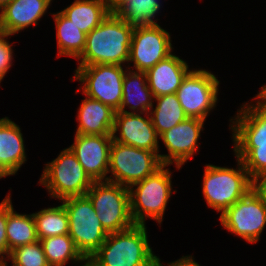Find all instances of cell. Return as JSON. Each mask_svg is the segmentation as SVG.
I'll return each instance as SVG.
<instances>
[{
  "instance_id": "cell-28",
  "label": "cell",
  "mask_w": 266,
  "mask_h": 266,
  "mask_svg": "<svg viewBox=\"0 0 266 266\" xmlns=\"http://www.w3.org/2000/svg\"><path fill=\"white\" fill-rule=\"evenodd\" d=\"M32 214L39 240L69 233V217L62 203Z\"/></svg>"
},
{
  "instance_id": "cell-33",
  "label": "cell",
  "mask_w": 266,
  "mask_h": 266,
  "mask_svg": "<svg viewBox=\"0 0 266 266\" xmlns=\"http://www.w3.org/2000/svg\"><path fill=\"white\" fill-rule=\"evenodd\" d=\"M194 259V256L186 255L175 261L168 262L166 266H201ZM158 266H165L164 262H161L160 258L158 259Z\"/></svg>"
},
{
  "instance_id": "cell-15",
  "label": "cell",
  "mask_w": 266,
  "mask_h": 266,
  "mask_svg": "<svg viewBox=\"0 0 266 266\" xmlns=\"http://www.w3.org/2000/svg\"><path fill=\"white\" fill-rule=\"evenodd\" d=\"M112 138L113 141L125 145L161 154L159 135L153 126L149 113L116 111Z\"/></svg>"
},
{
  "instance_id": "cell-4",
  "label": "cell",
  "mask_w": 266,
  "mask_h": 266,
  "mask_svg": "<svg viewBox=\"0 0 266 266\" xmlns=\"http://www.w3.org/2000/svg\"><path fill=\"white\" fill-rule=\"evenodd\" d=\"M170 166L163 164L153 174L128 188L130 211L135 224L146 225L145 221L150 218L161 226L172 193L177 192L172 187L173 172L167 168Z\"/></svg>"
},
{
  "instance_id": "cell-2",
  "label": "cell",
  "mask_w": 266,
  "mask_h": 266,
  "mask_svg": "<svg viewBox=\"0 0 266 266\" xmlns=\"http://www.w3.org/2000/svg\"><path fill=\"white\" fill-rule=\"evenodd\" d=\"M133 29L134 27L111 11L86 35L84 51L76 60L78 66L97 64L127 66Z\"/></svg>"
},
{
  "instance_id": "cell-19",
  "label": "cell",
  "mask_w": 266,
  "mask_h": 266,
  "mask_svg": "<svg viewBox=\"0 0 266 266\" xmlns=\"http://www.w3.org/2000/svg\"><path fill=\"white\" fill-rule=\"evenodd\" d=\"M191 69L187 61L171 53L147 72L148 86L154 97L174 94L181 86L183 78Z\"/></svg>"
},
{
  "instance_id": "cell-31",
  "label": "cell",
  "mask_w": 266,
  "mask_h": 266,
  "mask_svg": "<svg viewBox=\"0 0 266 266\" xmlns=\"http://www.w3.org/2000/svg\"><path fill=\"white\" fill-rule=\"evenodd\" d=\"M11 193L0 203V263H5L8 258V243L6 237V225H7V197H10Z\"/></svg>"
},
{
  "instance_id": "cell-26",
  "label": "cell",
  "mask_w": 266,
  "mask_h": 266,
  "mask_svg": "<svg viewBox=\"0 0 266 266\" xmlns=\"http://www.w3.org/2000/svg\"><path fill=\"white\" fill-rule=\"evenodd\" d=\"M163 8L160 0H125L114 12L132 27L158 25L157 15Z\"/></svg>"
},
{
  "instance_id": "cell-20",
  "label": "cell",
  "mask_w": 266,
  "mask_h": 266,
  "mask_svg": "<svg viewBox=\"0 0 266 266\" xmlns=\"http://www.w3.org/2000/svg\"><path fill=\"white\" fill-rule=\"evenodd\" d=\"M75 134L112 135L116 111L85 95L77 111Z\"/></svg>"
},
{
  "instance_id": "cell-9",
  "label": "cell",
  "mask_w": 266,
  "mask_h": 266,
  "mask_svg": "<svg viewBox=\"0 0 266 266\" xmlns=\"http://www.w3.org/2000/svg\"><path fill=\"white\" fill-rule=\"evenodd\" d=\"M127 68L117 64L78 66L72 81L80 82L81 86L75 94L82 90L83 95L99 100L117 111L123 98L122 86Z\"/></svg>"
},
{
  "instance_id": "cell-10",
  "label": "cell",
  "mask_w": 266,
  "mask_h": 266,
  "mask_svg": "<svg viewBox=\"0 0 266 266\" xmlns=\"http://www.w3.org/2000/svg\"><path fill=\"white\" fill-rule=\"evenodd\" d=\"M159 152L112 141L107 181L130 187L162 166Z\"/></svg>"
},
{
  "instance_id": "cell-8",
  "label": "cell",
  "mask_w": 266,
  "mask_h": 266,
  "mask_svg": "<svg viewBox=\"0 0 266 266\" xmlns=\"http://www.w3.org/2000/svg\"><path fill=\"white\" fill-rule=\"evenodd\" d=\"M69 217L68 235L81 254L88 258L105 242L109 233L97 217L91 201L86 195L70 197L60 201Z\"/></svg>"
},
{
  "instance_id": "cell-37",
  "label": "cell",
  "mask_w": 266,
  "mask_h": 266,
  "mask_svg": "<svg viewBox=\"0 0 266 266\" xmlns=\"http://www.w3.org/2000/svg\"><path fill=\"white\" fill-rule=\"evenodd\" d=\"M4 177L6 178V176H5V175L3 174V172L0 170V179H1V178H4Z\"/></svg>"
},
{
  "instance_id": "cell-17",
  "label": "cell",
  "mask_w": 266,
  "mask_h": 266,
  "mask_svg": "<svg viewBox=\"0 0 266 266\" xmlns=\"http://www.w3.org/2000/svg\"><path fill=\"white\" fill-rule=\"evenodd\" d=\"M52 0H13L0 9V31L16 35L36 27L46 15Z\"/></svg>"
},
{
  "instance_id": "cell-38",
  "label": "cell",
  "mask_w": 266,
  "mask_h": 266,
  "mask_svg": "<svg viewBox=\"0 0 266 266\" xmlns=\"http://www.w3.org/2000/svg\"><path fill=\"white\" fill-rule=\"evenodd\" d=\"M0 266H8V264L0 263Z\"/></svg>"
},
{
  "instance_id": "cell-13",
  "label": "cell",
  "mask_w": 266,
  "mask_h": 266,
  "mask_svg": "<svg viewBox=\"0 0 266 266\" xmlns=\"http://www.w3.org/2000/svg\"><path fill=\"white\" fill-rule=\"evenodd\" d=\"M171 35L160 24L134 27L129 49L128 68L147 72L174 50ZM131 63L133 65L131 66Z\"/></svg>"
},
{
  "instance_id": "cell-1",
  "label": "cell",
  "mask_w": 266,
  "mask_h": 266,
  "mask_svg": "<svg viewBox=\"0 0 266 266\" xmlns=\"http://www.w3.org/2000/svg\"><path fill=\"white\" fill-rule=\"evenodd\" d=\"M234 157L242 160L250 178L266 170V108L254 98L229 119Z\"/></svg>"
},
{
  "instance_id": "cell-36",
  "label": "cell",
  "mask_w": 266,
  "mask_h": 266,
  "mask_svg": "<svg viewBox=\"0 0 266 266\" xmlns=\"http://www.w3.org/2000/svg\"><path fill=\"white\" fill-rule=\"evenodd\" d=\"M13 0H0V9L3 8L7 3H10Z\"/></svg>"
},
{
  "instance_id": "cell-24",
  "label": "cell",
  "mask_w": 266,
  "mask_h": 266,
  "mask_svg": "<svg viewBox=\"0 0 266 266\" xmlns=\"http://www.w3.org/2000/svg\"><path fill=\"white\" fill-rule=\"evenodd\" d=\"M49 13L55 22L57 57L68 56L77 59L84 51L87 34L72 24L60 11Z\"/></svg>"
},
{
  "instance_id": "cell-18",
  "label": "cell",
  "mask_w": 266,
  "mask_h": 266,
  "mask_svg": "<svg viewBox=\"0 0 266 266\" xmlns=\"http://www.w3.org/2000/svg\"><path fill=\"white\" fill-rule=\"evenodd\" d=\"M21 128L9 117L0 118V170L8 177L16 175L27 161Z\"/></svg>"
},
{
  "instance_id": "cell-34",
  "label": "cell",
  "mask_w": 266,
  "mask_h": 266,
  "mask_svg": "<svg viewBox=\"0 0 266 266\" xmlns=\"http://www.w3.org/2000/svg\"><path fill=\"white\" fill-rule=\"evenodd\" d=\"M253 98L266 108V84L261 86L260 91Z\"/></svg>"
},
{
  "instance_id": "cell-23",
  "label": "cell",
  "mask_w": 266,
  "mask_h": 266,
  "mask_svg": "<svg viewBox=\"0 0 266 266\" xmlns=\"http://www.w3.org/2000/svg\"><path fill=\"white\" fill-rule=\"evenodd\" d=\"M11 198V196L7 197L6 237L8 256L14 248L39 240L33 214L17 213L12 205Z\"/></svg>"
},
{
  "instance_id": "cell-16",
  "label": "cell",
  "mask_w": 266,
  "mask_h": 266,
  "mask_svg": "<svg viewBox=\"0 0 266 266\" xmlns=\"http://www.w3.org/2000/svg\"><path fill=\"white\" fill-rule=\"evenodd\" d=\"M112 135L75 134L69 146L93 181H107Z\"/></svg>"
},
{
  "instance_id": "cell-6",
  "label": "cell",
  "mask_w": 266,
  "mask_h": 266,
  "mask_svg": "<svg viewBox=\"0 0 266 266\" xmlns=\"http://www.w3.org/2000/svg\"><path fill=\"white\" fill-rule=\"evenodd\" d=\"M44 165L38 183L46 188L50 198L62 201L83 196L94 182L69 147Z\"/></svg>"
},
{
  "instance_id": "cell-25",
  "label": "cell",
  "mask_w": 266,
  "mask_h": 266,
  "mask_svg": "<svg viewBox=\"0 0 266 266\" xmlns=\"http://www.w3.org/2000/svg\"><path fill=\"white\" fill-rule=\"evenodd\" d=\"M40 242L50 266H65L68 262L76 266H87V259L77 249L68 234L46 237Z\"/></svg>"
},
{
  "instance_id": "cell-5",
  "label": "cell",
  "mask_w": 266,
  "mask_h": 266,
  "mask_svg": "<svg viewBox=\"0 0 266 266\" xmlns=\"http://www.w3.org/2000/svg\"><path fill=\"white\" fill-rule=\"evenodd\" d=\"M236 168L206 164L202 194L208 208L220 215L251 189V178L241 159L236 157Z\"/></svg>"
},
{
  "instance_id": "cell-29",
  "label": "cell",
  "mask_w": 266,
  "mask_h": 266,
  "mask_svg": "<svg viewBox=\"0 0 266 266\" xmlns=\"http://www.w3.org/2000/svg\"><path fill=\"white\" fill-rule=\"evenodd\" d=\"M8 261L11 266H50L40 240L14 248L4 264Z\"/></svg>"
},
{
  "instance_id": "cell-12",
  "label": "cell",
  "mask_w": 266,
  "mask_h": 266,
  "mask_svg": "<svg viewBox=\"0 0 266 266\" xmlns=\"http://www.w3.org/2000/svg\"><path fill=\"white\" fill-rule=\"evenodd\" d=\"M220 224L232 235L256 244L266 226V203L251 189L219 216Z\"/></svg>"
},
{
  "instance_id": "cell-11",
  "label": "cell",
  "mask_w": 266,
  "mask_h": 266,
  "mask_svg": "<svg viewBox=\"0 0 266 266\" xmlns=\"http://www.w3.org/2000/svg\"><path fill=\"white\" fill-rule=\"evenodd\" d=\"M220 80L206 69H191L175 93L185 115L206 121L218 103Z\"/></svg>"
},
{
  "instance_id": "cell-14",
  "label": "cell",
  "mask_w": 266,
  "mask_h": 266,
  "mask_svg": "<svg viewBox=\"0 0 266 266\" xmlns=\"http://www.w3.org/2000/svg\"><path fill=\"white\" fill-rule=\"evenodd\" d=\"M204 122L198 118H186L159 136L167 154H159L162 164H174L178 170L199 152V138L204 131Z\"/></svg>"
},
{
  "instance_id": "cell-32",
  "label": "cell",
  "mask_w": 266,
  "mask_h": 266,
  "mask_svg": "<svg viewBox=\"0 0 266 266\" xmlns=\"http://www.w3.org/2000/svg\"><path fill=\"white\" fill-rule=\"evenodd\" d=\"M251 190L266 203V170L251 178Z\"/></svg>"
},
{
  "instance_id": "cell-35",
  "label": "cell",
  "mask_w": 266,
  "mask_h": 266,
  "mask_svg": "<svg viewBox=\"0 0 266 266\" xmlns=\"http://www.w3.org/2000/svg\"><path fill=\"white\" fill-rule=\"evenodd\" d=\"M125 0H105L111 11H114Z\"/></svg>"
},
{
  "instance_id": "cell-3",
  "label": "cell",
  "mask_w": 266,
  "mask_h": 266,
  "mask_svg": "<svg viewBox=\"0 0 266 266\" xmlns=\"http://www.w3.org/2000/svg\"><path fill=\"white\" fill-rule=\"evenodd\" d=\"M147 233L146 225L139 224L109 233L88 258L87 266H158L159 256L152 251Z\"/></svg>"
},
{
  "instance_id": "cell-27",
  "label": "cell",
  "mask_w": 266,
  "mask_h": 266,
  "mask_svg": "<svg viewBox=\"0 0 266 266\" xmlns=\"http://www.w3.org/2000/svg\"><path fill=\"white\" fill-rule=\"evenodd\" d=\"M154 101L149 114L159 136L188 118L175 93L154 97Z\"/></svg>"
},
{
  "instance_id": "cell-21",
  "label": "cell",
  "mask_w": 266,
  "mask_h": 266,
  "mask_svg": "<svg viewBox=\"0 0 266 266\" xmlns=\"http://www.w3.org/2000/svg\"><path fill=\"white\" fill-rule=\"evenodd\" d=\"M123 98L117 111L125 113H149L154 105V96L151 92L146 72L127 68L122 86ZM130 110L127 111V108Z\"/></svg>"
},
{
  "instance_id": "cell-7",
  "label": "cell",
  "mask_w": 266,
  "mask_h": 266,
  "mask_svg": "<svg viewBox=\"0 0 266 266\" xmlns=\"http://www.w3.org/2000/svg\"><path fill=\"white\" fill-rule=\"evenodd\" d=\"M85 195L108 233L124 231L135 225L128 187L109 181H94Z\"/></svg>"
},
{
  "instance_id": "cell-30",
  "label": "cell",
  "mask_w": 266,
  "mask_h": 266,
  "mask_svg": "<svg viewBox=\"0 0 266 266\" xmlns=\"http://www.w3.org/2000/svg\"><path fill=\"white\" fill-rule=\"evenodd\" d=\"M11 35L0 31V81L2 82L5 75L8 73L15 56L13 50V43L9 42Z\"/></svg>"
},
{
  "instance_id": "cell-22",
  "label": "cell",
  "mask_w": 266,
  "mask_h": 266,
  "mask_svg": "<svg viewBox=\"0 0 266 266\" xmlns=\"http://www.w3.org/2000/svg\"><path fill=\"white\" fill-rule=\"evenodd\" d=\"M60 12L72 24L88 34L107 17L111 10L105 0H74Z\"/></svg>"
}]
</instances>
